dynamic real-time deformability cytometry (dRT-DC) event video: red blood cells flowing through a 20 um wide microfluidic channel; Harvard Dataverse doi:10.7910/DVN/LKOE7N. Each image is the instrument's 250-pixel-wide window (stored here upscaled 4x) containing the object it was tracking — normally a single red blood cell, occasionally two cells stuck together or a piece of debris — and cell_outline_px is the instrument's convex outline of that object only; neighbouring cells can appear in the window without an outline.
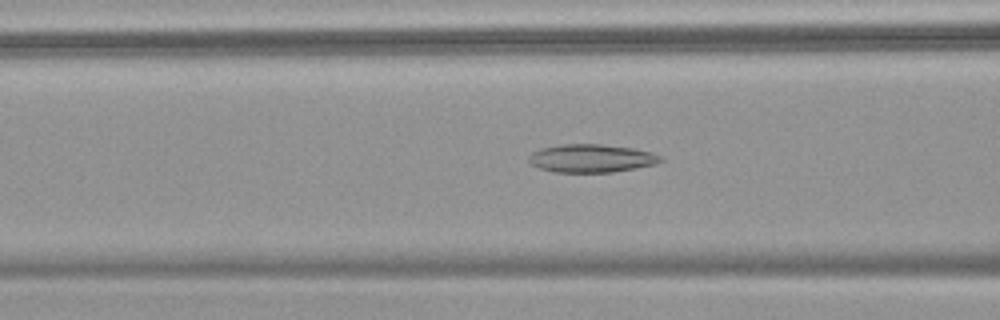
{"species": "common noctule bat (a hibernating species)", "species_latin": "Nyctalus noctula", "temperature_condition": "warm", "stored_images_in_passage": 45, "camera_frame_rate_fps": 3000, "um_per_image_px": 0.085, "animal": {"sex": "female", "body_mass_g": 18.4}, "frame": {"image": 1, "passage_image": 19, "time_ms": 6.0, "image_size_px": [1000, 320], "cell_outline_px": [[664, 160], [656, 164], [636, 168], [612, 172], [552, 172], [540, 168], [532, 164], [528, 160], [528, 156], [532, 152], [540, 148], [564, 144], [600, 144], [632, 148], [652, 152], [660, 156]], "centroid_in_image_um": [50.26, 13.46], "position_along_channel_um": 116.3, "area_um2": 21.62}}
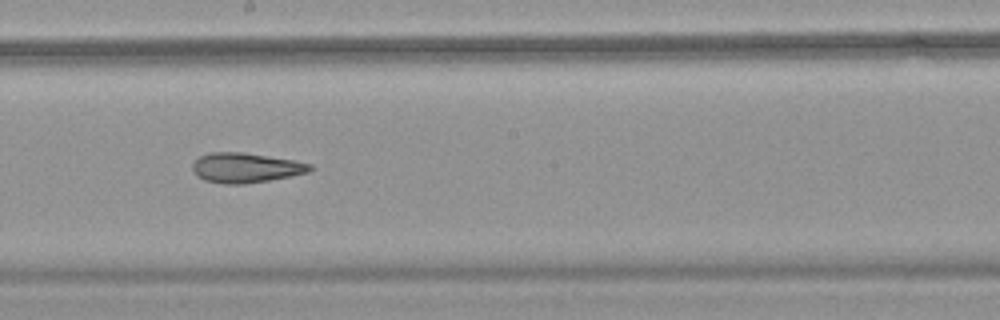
{"frame": {"image": 2, "passage_image": 28, "time_ms": 9.0, "image_size_px": [1000, 320], "cell_outline_px": [[316, 168], [308, 172], [268, 180], [244, 184], [224, 184], [204, 180], [196, 176], [192, 168], [192, 164], [200, 156], [208, 152], [244, 152], [296, 160], [312, 164]], "centroid_in_image_um": [20.89, 14.25], "position_along_channel_um": 227.3, "area_um2": 20.58}}
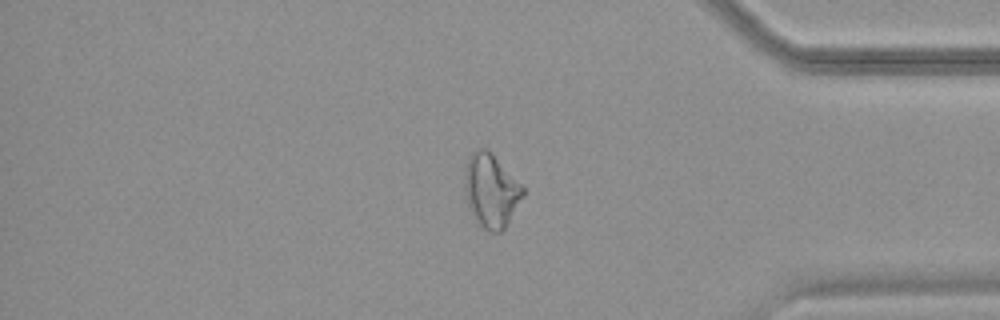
{"frame": {"image": 3, "passage_image": 43, "time_ms": 14.0, "image_size_px": [1000, 320], "cell_outline_px": [[524, 196], [504, 228], [500, 232], [488, 232], [476, 220], [468, 204], [464, 192], [464, 168], [468, 156], [472, 152], [480, 148], [484, 148], [524, 188]], "centroid_in_image_um": [41.7, 16.23], "position_along_channel_um": 393.5, "area_um2": 24.33}}